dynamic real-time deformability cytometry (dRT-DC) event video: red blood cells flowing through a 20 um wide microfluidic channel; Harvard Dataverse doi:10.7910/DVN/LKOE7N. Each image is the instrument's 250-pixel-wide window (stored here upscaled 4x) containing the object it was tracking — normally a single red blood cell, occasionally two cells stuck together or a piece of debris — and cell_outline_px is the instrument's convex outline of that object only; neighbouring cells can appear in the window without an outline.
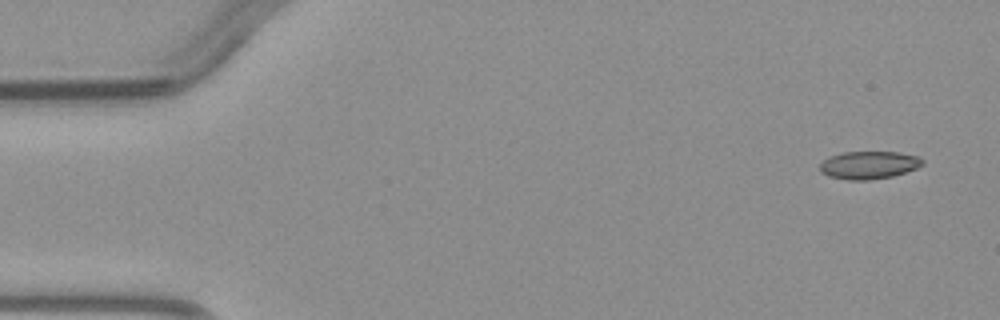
{"species": "common noctule bat (a hibernating species)", "species_latin": "Nyctalus noctula", "temperature_condition": "warm", "stored_images_in_passage": 5, "camera_frame_rate_fps": 3000, "um_per_image_px": 0.085, "animal": {"sex": "male", "body_mass_g": 23.1, "forearm_length_mm": 52.7}, "frame": {"image": 1, "passage_image": 1, "time_ms": 0.0, "image_size_px": [1000, 320], "cell_outline_px": [[924, 164], [916, 168], [892, 176], [868, 180], [848, 180], [828, 176], [820, 172], [820, 164], [824, 160], [832, 156], [844, 152], [900, 152], [920, 156], [924, 160]], "centroid_in_image_um": [73.88, 14.02], "position_along_channel_um": 11.1, "area_um2": 16.59}}
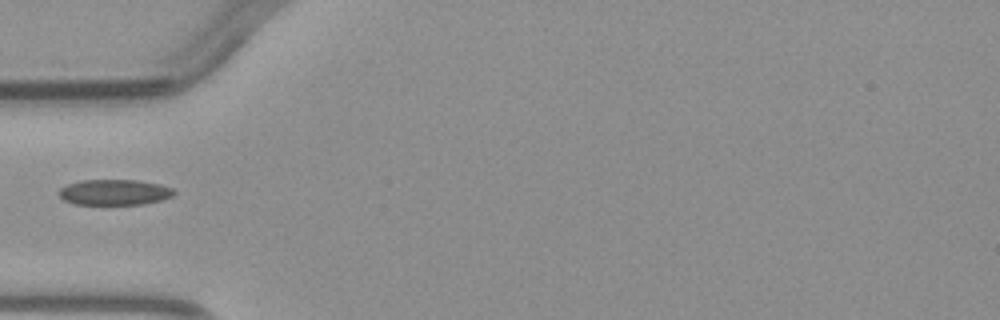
{"frame": {"image": 2, "passage_image": 4, "time_ms": 4.333, "image_size_px": [1000, 320], "cell_outline_px": [[176, 192], [172, 196], [160, 200], [144, 204], [76, 204], [64, 200], [60, 196], [60, 188], [68, 184], [80, 180], [136, 180], [160, 184], [172, 188]], "centroid_in_image_um": [9.74, 16.33], "position_along_channel_um": 75.3, "area_um2": 17.05}}
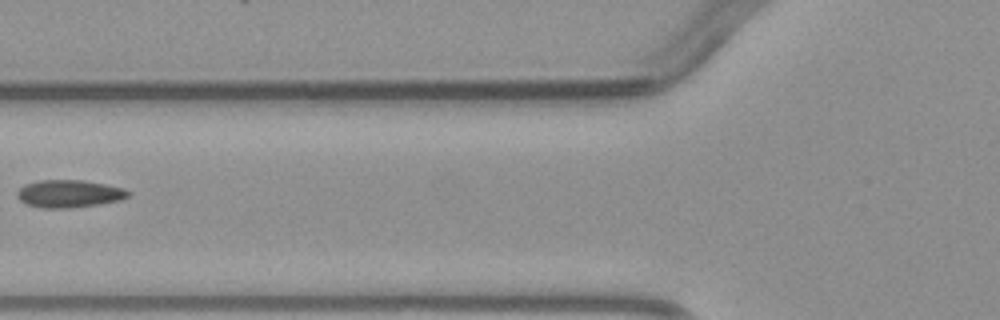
{"frame": {"image": 3, "passage_image": 5, "time_ms": 5.333, "image_size_px": [1000, 320], "cell_outline_px": [[128, 196], [120, 200], [100, 204], [72, 208], [40, 208], [28, 204], [20, 200], [16, 196], [16, 192], [24, 184], [40, 180], [84, 180], [124, 188], [128, 192]], "centroid_in_image_um": [5.84, 16.47], "position_along_channel_um": 120.0, "area_um2": 17.86}}